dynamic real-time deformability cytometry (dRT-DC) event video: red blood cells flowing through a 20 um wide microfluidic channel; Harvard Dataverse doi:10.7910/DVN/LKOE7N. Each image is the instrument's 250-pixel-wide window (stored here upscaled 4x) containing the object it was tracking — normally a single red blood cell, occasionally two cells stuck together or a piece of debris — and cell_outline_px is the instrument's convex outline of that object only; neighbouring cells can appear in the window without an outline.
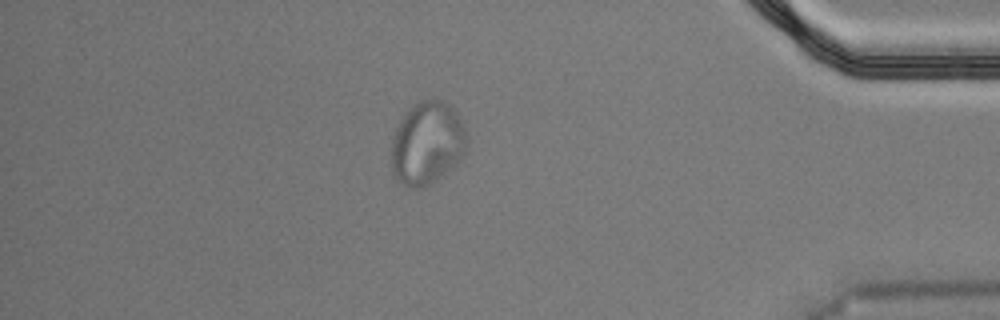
{"species": "Egyptian fruit bat (a non-hibernating species)", "species_latin": "Rousettus aegyptiacus", "temperature_condition": "cold", "stored_images_in_passage": 44, "segment_of_instrument_passage": [2, 2], "camera_frame_rate_fps": 3000, "um_per_image_px": 0.085, "animal": {"sex": "male"}, "frame": {"image": 1, "passage_image": 37, "time_ms": 12.0, "image_size_px": [1000, 320], "cell_outline_px": [[468, 144], [464, 156], [452, 168], [424, 188], [408, 188], [396, 180], [392, 172], [392, 136], [404, 112], [412, 104], [420, 100], [436, 96], [444, 100], [456, 112], [468, 136]], "centroid_in_image_um": [36.31, 12.14], "position_along_channel_um": 398.9, "area_um2": 37.34}}